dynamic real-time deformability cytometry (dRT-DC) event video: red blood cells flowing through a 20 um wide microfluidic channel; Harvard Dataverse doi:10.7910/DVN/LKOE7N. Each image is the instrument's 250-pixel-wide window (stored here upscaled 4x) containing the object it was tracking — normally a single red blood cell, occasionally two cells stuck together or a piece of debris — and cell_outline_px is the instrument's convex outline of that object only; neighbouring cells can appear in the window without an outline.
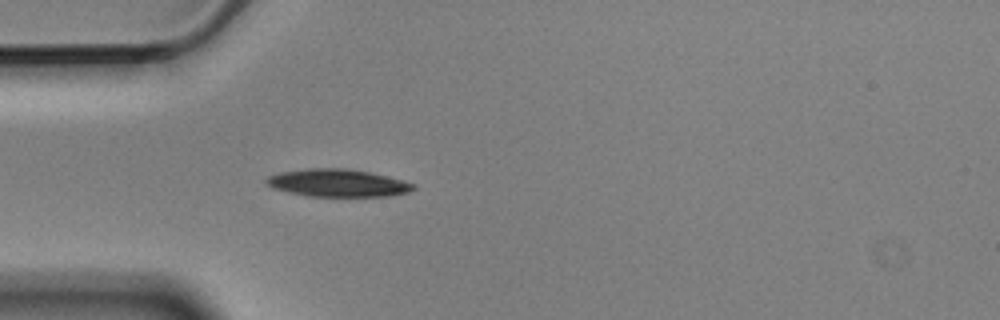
{"species": "Egyptian fruit bat (a non-hibernating species)", "species_latin": "Rousettus aegyptiacus", "temperature_condition": "cold", "stored_images_in_passage": 4, "camera_frame_rate_fps": 3000, "um_per_image_px": 0.085, "animal": {"sex": "male"}, "frame": {"image": 1, "passage_image": 4, "time_ms": 1.0, "image_size_px": [1000, 320], "cell_outline_px": [[416, 188], [408, 192], [388, 196], [308, 196], [288, 192], [272, 188], [264, 184], [264, 180], [268, 176], [280, 172], [308, 168], [344, 168], [368, 172], [400, 180], [412, 184]], "centroid_in_image_um": [28.6, 15.55], "position_along_channel_um": 56.4, "area_um2": 23.41}}